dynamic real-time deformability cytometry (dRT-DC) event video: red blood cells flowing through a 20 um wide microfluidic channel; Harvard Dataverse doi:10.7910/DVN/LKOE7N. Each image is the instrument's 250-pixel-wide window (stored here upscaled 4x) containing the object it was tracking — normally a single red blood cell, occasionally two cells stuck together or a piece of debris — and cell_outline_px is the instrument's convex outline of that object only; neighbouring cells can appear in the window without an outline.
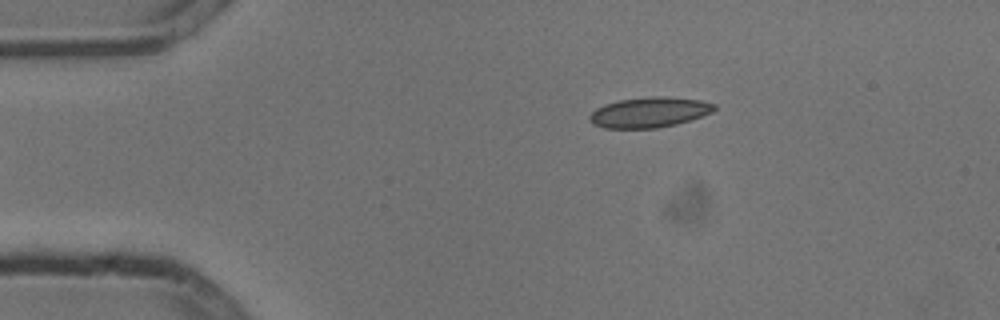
{"species": "common noctule bat (a hibernating species)", "species_latin": "Nyctalus noctula", "temperature_condition": "cold", "stored_images_in_passage": 6, "camera_frame_rate_fps": 3000, "um_per_image_px": 0.085, "animal": {"sex": "male", "body_mass_g": 13.3}, "frame": {"image": 1, "passage_image": 6, "time_ms": 1.667, "image_size_px": [1000, 320], "cell_outline_px": [[716, 108], [712, 112], [676, 124], [656, 128], [604, 128], [592, 124], [588, 120], [588, 116], [596, 108], [604, 104], [620, 100], [648, 96], [664, 96], [700, 100], [716, 104]], "centroid_in_image_um": [55.15, 9.54], "position_along_channel_um": 29.9, "area_um2": 22.02}}